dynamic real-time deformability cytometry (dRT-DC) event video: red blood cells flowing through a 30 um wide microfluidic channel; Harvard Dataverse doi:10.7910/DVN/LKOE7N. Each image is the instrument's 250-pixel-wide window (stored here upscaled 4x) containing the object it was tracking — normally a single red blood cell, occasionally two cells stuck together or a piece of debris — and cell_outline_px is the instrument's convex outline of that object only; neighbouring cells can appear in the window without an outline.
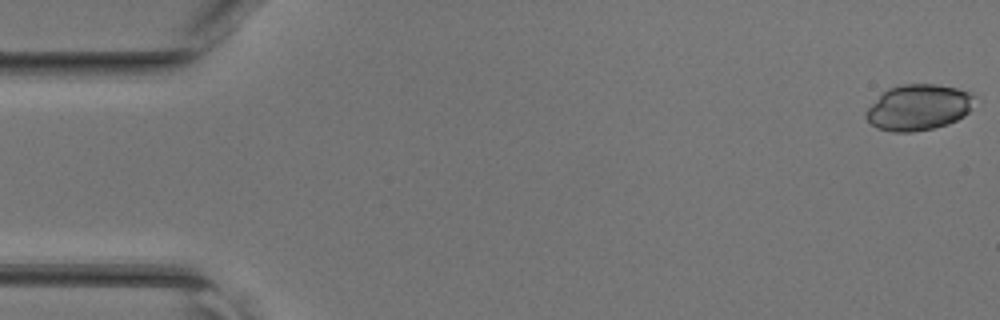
{"species": "common noctule bat (a hibernating species)", "species_latin": "Nyctalus noctula", "temperature_condition": "room temperature", "stored_images_in_passage": 46, "camera_frame_rate_fps": 3000, "um_per_image_px": 0.085, "animal": {"sex": "female", "body_mass_g": 17.0, "forearm_length_mm": 48.0}, "frame": {"image": 1, "passage_image": 1, "time_ms": 0.0, "image_size_px": [1000, 320], "cell_outline_px": [[976, 96], [968, 112], [964, 116], [948, 124], [932, 128], [912, 132], [892, 132], [876, 128], [864, 116], [864, 112], [888, 88], [904, 84], [936, 84], [956, 88], [972, 92]], "centroid_in_image_um": [78.08, 9.13], "position_along_channel_um": 6.9, "area_um2": 28.96}}